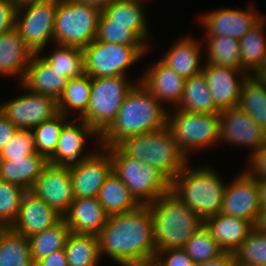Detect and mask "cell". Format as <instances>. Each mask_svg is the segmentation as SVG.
I'll return each instance as SVG.
<instances>
[{
	"label": "cell",
	"instance_id": "obj_1",
	"mask_svg": "<svg viewBox=\"0 0 266 266\" xmlns=\"http://www.w3.org/2000/svg\"><path fill=\"white\" fill-rule=\"evenodd\" d=\"M97 236L101 259L107 255L118 265L133 266L155 257L153 220L148 205L109 215Z\"/></svg>",
	"mask_w": 266,
	"mask_h": 266
},
{
	"label": "cell",
	"instance_id": "obj_2",
	"mask_svg": "<svg viewBox=\"0 0 266 266\" xmlns=\"http://www.w3.org/2000/svg\"><path fill=\"white\" fill-rule=\"evenodd\" d=\"M166 106L137 82L121 104L115 120L100 135L99 144L116 146L126 137L150 133L167 126Z\"/></svg>",
	"mask_w": 266,
	"mask_h": 266
},
{
	"label": "cell",
	"instance_id": "obj_3",
	"mask_svg": "<svg viewBox=\"0 0 266 266\" xmlns=\"http://www.w3.org/2000/svg\"><path fill=\"white\" fill-rule=\"evenodd\" d=\"M152 214L156 251L184 248L204 220L171 190L148 204Z\"/></svg>",
	"mask_w": 266,
	"mask_h": 266
},
{
	"label": "cell",
	"instance_id": "obj_4",
	"mask_svg": "<svg viewBox=\"0 0 266 266\" xmlns=\"http://www.w3.org/2000/svg\"><path fill=\"white\" fill-rule=\"evenodd\" d=\"M190 166L171 181L170 190L205 220L221 212L226 183L213 165Z\"/></svg>",
	"mask_w": 266,
	"mask_h": 266
},
{
	"label": "cell",
	"instance_id": "obj_5",
	"mask_svg": "<svg viewBox=\"0 0 266 266\" xmlns=\"http://www.w3.org/2000/svg\"><path fill=\"white\" fill-rule=\"evenodd\" d=\"M117 146L127 156L158 169L170 181L190 163L167 126L154 132L126 137Z\"/></svg>",
	"mask_w": 266,
	"mask_h": 266
},
{
	"label": "cell",
	"instance_id": "obj_6",
	"mask_svg": "<svg viewBox=\"0 0 266 266\" xmlns=\"http://www.w3.org/2000/svg\"><path fill=\"white\" fill-rule=\"evenodd\" d=\"M108 149L112 172L127 186L140 205H148L170 190L171 181L158 169L127 156L117 145Z\"/></svg>",
	"mask_w": 266,
	"mask_h": 266
},
{
	"label": "cell",
	"instance_id": "obj_7",
	"mask_svg": "<svg viewBox=\"0 0 266 266\" xmlns=\"http://www.w3.org/2000/svg\"><path fill=\"white\" fill-rule=\"evenodd\" d=\"M102 10L76 0H59L55 16L54 43L84 49L96 39Z\"/></svg>",
	"mask_w": 266,
	"mask_h": 266
},
{
	"label": "cell",
	"instance_id": "obj_8",
	"mask_svg": "<svg viewBox=\"0 0 266 266\" xmlns=\"http://www.w3.org/2000/svg\"><path fill=\"white\" fill-rule=\"evenodd\" d=\"M174 109V112L167 113V127L189 160L190 154L194 155L196 151H203L219 144L218 114L192 113L179 108Z\"/></svg>",
	"mask_w": 266,
	"mask_h": 266
},
{
	"label": "cell",
	"instance_id": "obj_9",
	"mask_svg": "<svg viewBox=\"0 0 266 266\" xmlns=\"http://www.w3.org/2000/svg\"><path fill=\"white\" fill-rule=\"evenodd\" d=\"M127 76L92 77L86 112L79 118L101 135L115 120L123 100L135 86Z\"/></svg>",
	"mask_w": 266,
	"mask_h": 266
},
{
	"label": "cell",
	"instance_id": "obj_10",
	"mask_svg": "<svg viewBox=\"0 0 266 266\" xmlns=\"http://www.w3.org/2000/svg\"><path fill=\"white\" fill-rule=\"evenodd\" d=\"M151 51L147 45L92 41L83 49L84 72L92 77L127 76V69Z\"/></svg>",
	"mask_w": 266,
	"mask_h": 266
},
{
	"label": "cell",
	"instance_id": "obj_11",
	"mask_svg": "<svg viewBox=\"0 0 266 266\" xmlns=\"http://www.w3.org/2000/svg\"><path fill=\"white\" fill-rule=\"evenodd\" d=\"M59 0H29L18 3L15 28L33 54L44 52L54 42V25Z\"/></svg>",
	"mask_w": 266,
	"mask_h": 266
},
{
	"label": "cell",
	"instance_id": "obj_12",
	"mask_svg": "<svg viewBox=\"0 0 266 266\" xmlns=\"http://www.w3.org/2000/svg\"><path fill=\"white\" fill-rule=\"evenodd\" d=\"M18 87L25 89V94L17 95L0 105V113L18 129L32 130L58 114L55 98L31 92L21 83H18Z\"/></svg>",
	"mask_w": 266,
	"mask_h": 266
},
{
	"label": "cell",
	"instance_id": "obj_13",
	"mask_svg": "<svg viewBox=\"0 0 266 266\" xmlns=\"http://www.w3.org/2000/svg\"><path fill=\"white\" fill-rule=\"evenodd\" d=\"M90 137L95 139L94 142L97 140L96 145L100 146V135L90 125L77 118L68 120L61 129L54 153L47 159L48 163L66 170L77 168L94 152H83Z\"/></svg>",
	"mask_w": 266,
	"mask_h": 266
},
{
	"label": "cell",
	"instance_id": "obj_14",
	"mask_svg": "<svg viewBox=\"0 0 266 266\" xmlns=\"http://www.w3.org/2000/svg\"><path fill=\"white\" fill-rule=\"evenodd\" d=\"M219 143L250 148L251 155L266 143V131L238 106L218 113Z\"/></svg>",
	"mask_w": 266,
	"mask_h": 266
},
{
	"label": "cell",
	"instance_id": "obj_15",
	"mask_svg": "<svg viewBox=\"0 0 266 266\" xmlns=\"http://www.w3.org/2000/svg\"><path fill=\"white\" fill-rule=\"evenodd\" d=\"M255 11L256 8L252 3L245 10L222 6V8L203 13L198 18V22L206 30L205 37L224 36L240 40L264 17Z\"/></svg>",
	"mask_w": 266,
	"mask_h": 266
},
{
	"label": "cell",
	"instance_id": "obj_16",
	"mask_svg": "<svg viewBox=\"0 0 266 266\" xmlns=\"http://www.w3.org/2000/svg\"><path fill=\"white\" fill-rule=\"evenodd\" d=\"M237 175L226 184L221 213L247 220L253 225L261 209L257 179L245 170Z\"/></svg>",
	"mask_w": 266,
	"mask_h": 266
},
{
	"label": "cell",
	"instance_id": "obj_17",
	"mask_svg": "<svg viewBox=\"0 0 266 266\" xmlns=\"http://www.w3.org/2000/svg\"><path fill=\"white\" fill-rule=\"evenodd\" d=\"M95 151L77 168L70 171L74 198L97 197L106 178L112 172L110 150L96 146Z\"/></svg>",
	"mask_w": 266,
	"mask_h": 266
},
{
	"label": "cell",
	"instance_id": "obj_18",
	"mask_svg": "<svg viewBox=\"0 0 266 266\" xmlns=\"http://www.w3.org/2000/svg\"><path fill=\"white\" fill-rule=\"evenodd\" d=\"M63 216L74 201L70 171L47 163L30 190Z\"/></svg>",
	"mask_w": 266,
	"mask_h": 266
},
{
	"label": "cell",
	"instance_id": "obj_19",
	"mask_svg": "<svg viewBox=\"0 0 266 266\" xmlns=\"http://www.w3.org/2000/svg\"><path fill=\"white\" fill-rule=\"evenodd\" d=\"M201 72L206 79L215 106L220 111L238 105L242 84L249 75L246 71L204 63Z\"/></svg>",
	"mask_w": 266,
	"mask_h": 266
},
{
	"label": "cell",
	"instance_id": "obj_20",
	"mask_svg": "<svg viewBox=\"0 0 266 266\" xmlns=\"http://www.w3.org/2000/svg\"><path fill=\"white\" fill-rule=\"evenodd\" d=\"M61 218L46 202L27 190L22 197L18 216L10 228L28 238L52 227Z\"/></svg>",
	"mask_w": 266,
	"mask_h": 266
},
{
	"label": "cell",
	"instance_id": "obj_21",
	"mask_svg": "<svg viewBox=\"0 0 266 266\" xmlns=\"http://www.w3.org/2000/svg\"><path fill=\"white\" fill-rule=\"evenodd\" d=\"M141 82L164 106L166 103L178 107L183 95L185 79L160 59L138 77ZM165 103V104H164Z\"/></svg>",
	"mask_w": 266,
	"mask_h": 266
},
{
	"label": "cell",
	"instance_id": "obj_22",
	"mask_svg": "<svg viewBox=\"0 0 266 266\" xmlns=\"http://www.w3.org/2000/svg\"><path fill=\"white\" fill-rule=\"evenodd\" d=\"M108 214L97 197L77 198L62 216L70 232L98 235L104 227Z\"/></svg>",
	"mask_w": 266,
	"mask_h": 266
},
{
	"label": "cell",
	"instance_id": "obj_23",
	"mask_svg": "<svg viewBox=\"0 0 266 266\" xmlns=\"http://www.w3.org/2000/svg\"><path fill=\"white\" fill-rule=\"evenodd\" d=\"M200 43L192 36H179L160 60L181 77L188 79L202 71L204 56L201 53L204 46Z\"/></svg>",
	"mask_w": 266,
	"mask_h": 266
},
{
	"label": "cell",
	"instance_id": "obj_24",
	"mask_svg": "<svg viewBox=\"0 0 266 266\" xmlns=\"http://www.w3.org/2000/svg\"><path fill=\"white\" fill-rule=\"evenodd\" d=\"M32 56L15 27L0 35V76H17L20 84Z\"/></svg>",
	"mask_w": 266,
	"mask_h": 266
},
{
	"label": "cell",
	"instance_id": "obj_25",
	"mask_svg": "<svg viewBox=\"0 0 266 266\" xmlns=\"http://www.w3.org/2000/svg\"><path fill=\"white\" fill-rule=\"evenodd\" d=\"M67 82L68 78L52 69L40 54H33L21 84L31 92L49 95L57 100Z\"/></svg>",
	"mask_w": 266,
	"mask_h": 266
},
{
	"label": "cell",
	"instance_id": "obj_26",
	"mask_svg": "<svg viewBox=\"0 0 266 266\" xmlns=\"http://www.w3.org/2000/svg\"><path fill=\"white\" fill-rule=\"evenodd\" d=\"M204 225L220 248L227 253H234L253 229L249 221L221 212L207 217Z\"/></svg>",
	"mask_w": 266,
	"mask_h": 266
},
{
	"label": "cell",
	"instance_id": "obj_27",
	"mask_svg": "<svg viewBox=\"0 0 266 266\" xmlns=\"http://www.w3.org/2000/svg\"><path fill=\"white\" fill-rule=\"evenodd\" d=\"M146 0H114L102 12L111 20V24L129 25L149 48L150 31L148 30L145 5ZM149 42V43H148Z\"/></svg>",
	"mask_w": 266,
	"mask_h": 266
},
{
	"label": "cell",
	"instance_id": "obj_28",
	"mask_svg": "<svg viewBox=\"0 0 266 266\" xmlns=\"http://www.w3.org/2000/svg\"><path fill=\"white\" fill-rule=\"evenodd\" d=\"M47 163V159L38 153L0 160V179L18 184L26 191L31 190Z\"/></svg>",
	"mask_w": 266,
	"mask_h": 266
},
{
	"label": "cell",
	"instance_id": "obj_29",
	"mask_svg": "<svg viewBox=\"0 0 266 266\" xmlns=\"http://www.w3.org/2000/svg\"><path fill=\"white\" fill-rule=\"evenodd\" d=\"M263 17L240 40L241 70L254 75L266 59V22Z\"/></svg>",
	"mask_w": 266,
	"mask_h": 266
},
{
	"label": "cell",
	"instance_id": "obj_30",
	"mask_svg": "<svg viewBox=\"0 0 266 266\" xmlns=\"http://www.w3.org/2000/svg\"><path fill=\"white\" fill-rule=\"evenodd\" d=\"M97 198L108 215L132 211L140 205L114 172L104 181Z\"/></svg>",
	"mask_w": 266,
	"mask_h": 266
},
{
	"label": "cell",
	"instance_id": "obj_31",
	"mask_svg": "<svg viewBox=\"0 0 266 266\" xmlns=\"http://www.w3.org/2000/svg\"><path fill=\"white\" fill-rule=\"evenodd\" d=\"M91 84L92 78L85 73L77 78L68 79L62 94L56 100L58 113L68 118L72 113L77 114L76 118L79 119L88 107Z\"/></svg>",
	"mask_w": 266,
	"mask_h": 266
},
{
	"label": "cell",
	"instance_id": "obj_32",
	"mask_svg": "<svg viewBox=\"0 0 266 266\" xmlns=\"http://www.w3.org/2000/svg\"><path fill=\"white\" fill-rule=\"evenodd\" d=\"M192 113H216L220 110L215 103L202 72L185 79L182 98L178 107Z\"/></svg>",
	"mask_w": 266,
	"mask_h": 266
},
{
	"label": "cell",
	"instance_id": "obj_33",
	"mask_svg": "<svg viewBox=\"0 0 266 266\" xmlns=\"http://www.w3.org/2000/svg\"><path fill=\"white\" fill-rule=\"evenodd\" d=\"M237 106L266 131V81L255 74L248 75L242 84Z\"/></svg>",
	"mask_w": 266,
	"mask_h": 266
},
{
	"label": "cell",
	"instance_id": "obj_34",
	"mask_svg": "<svg viewBox=\"0 0 266 266\" xmlns=\"http://www.w3.org/2000/svg\"><path fill=\"white\" fill-rule=\"evenodd\" d=\"M69 234L70 230L65 220L61 218L52 227L28 237L33 264L55 251L64 249Z\"/></svg>",
	"mask_w": 266,
	"mask_h": 266
},
{
	"label": "cell",
	"instance_id": "obj_35",
	"mask_svg": "<svg viewBox=\"0 0 266 266\" xmlns=\"http://www.w3.org/2000/svg\"><path fill=\"white\" fill-rule=\"evenodd\" d=\"M64 249L69 266H99L101 255L97 235L70 232Z\"/></svg>",
	"mask_w": 266,
	"mask_h": 266
},
{
	"label": "cell",
	"instance_id": "obj_36",
	"mask_svg": "<svg viewBox=\"0 0 266 266\" xmlns=\"http://www.w3.org/2000/svg\"><path fill=\"white\" fill-rule=\"evenodd\" d=\"M0 266H34L28 238L10 227L0 234Z\"/></svg>",
	"mask_w": 266,
	"mask_h": 266
},
{
	"label": "cell",
	"instance_id": "obj_37",
	"mask_svg": "<svg viewBox=\"0 0 266 266\" xmlns=\"http://www.w3.org/2000/svg\"><path fill=\"white\" fill-rule=\"evenodd\" d=\"M204 63L216 66L233 67L241 70V50L239 40L233 37H205ZM207 43V44H206Z\"/></svg>",
	"mask_w": 266,
	"mask_h": 266
},
{
	"label": "cell",
	"instance_id": "obj_38",
	"mask_svg": "<svg viewBox=\"0 0 266 266\" xmlns=\"http://www.w3.org/2000/svg\"><path fill=\"white\" fill-rule=\"evenodd\" d=\"M55 46L57 47L51 51V55L40 53V56L52 69L68 79L82 76L85 73L83 49L62 44H56Z\"/></svg>",
	"mask_w": 266,
	"mask_h": 266
},
{
	"label": "cell",
	"instance_id": "obj_39",
	"mask_svg": "<svg viewBox=\"0 0 266 266\" xmlns=\"http://www.w3.org/2000/svg\"><path fill=\"white\" fill-rule=\"evenodd\" d=\"M67 116L58 113L53 118L42 122L32 129L36 153L48 159L55 151L63 125Z\"/></svg>",
	"mask_w": 266,
	"mask_h": 266
},
{
	"label": "cell",
	"instance_id": "obj_40",
	"mask_svg": "<svg viewBox=\"0 0 266 266\" xmlns=\"http://www.w3.org/2000/svg\"><path fill=\"white\" fill-rule=\"evenodd\" d=\"M183 249L195 264L215 259L224 253L204 224L186 242Z\"/></svg>",
	"mask_w": 266,
	"mask_h": 266
},
{
	"label": "cell",
	"instance_id": "obj_41",
	"mask_svg": "<svg viewBox=\"0 0 266 266\" xmlns=\"http://www.w3.org/2000/svg\"><path fill=\"white\" fill-rule=\"evenodd\" d=\"M234 256L236 262L243 266H266V234L253 228Z\"/></svg>",
	"mask_w": 266,
	"mask_h": 266
},
{
	"label": "cell",
	"instance_id": "obj_42",
	"mask_svg": "<svg viewBox=\"0 0 266 266\" xmlns=\"http://www.w3.org/2000/svg\"><path fill=\"white\" fill-rule=\"evenodd\" d=\"M25 192L18 184L0 179V223L6 227L14 223Z\"/></svg>",
	"mask_w": 266,
	"mask_h": 266
},
{
	"label": "cell",
	"instance_id": "obj_43",
	"mask_svg": "<svg viewBox=\"0 0 266 266\" xmlns=\"http://www.w3.org/2000/svg\"><path fill=\"white\" fill-rule=\"evenodd\" d=\"M97 41L123 45H146L129 25L111 24V20L102 12L98 22Z\"/></svg>",
	"mask_w": 266,
	"mask_h": 266
},
{
	"label": "cell",
	"instance_id": "obj_44",
	"mask_svg": "<svg viewBox=\"0 0 266 266\" xmlns=\"http://www.w3.org/2000/svg\"><path fill=\"white\" fill-rule=\"evenodd\" d=\"M36 153L32 130L18 129L11 140L0 151V160L25 158Z\"/></svg>",
	"mask_w": 266,
	"mask_h": 266
},
{
	"label": "cell",
	"instance_id": "obj_45",
	"mask_svg": "<svg viewBox=\"0 0 266 266\" xmlns=\"http://www.w3.org/2000/svg\"><path fill=\"white\" fill-rule=\"evenodd\" d=\"M153 260L159 266H195V262L183 248L156 251Z\"/></svg>",
	"mask_w": 266,
	"mask_h": 266
},
{
	"label": "cell",
	"instance_id": "obj_46",
	"mask_svg": "<svg viewBox=\"0 0 266 266\" xmlns=\"http://www.w3.org/2000/svg\"><path fill=\"white\" fill-rule=\"evenodd\" d=\"M249 156H247L250 159L249 166L247 170L244 168L243 170L254 178H266V143Z\"/></svg>",
	"mask_w": 266,
	"mask_h": 266
},
{
	"label": "cell",
	"instance_id": "obj_47",
	"mask_svg": "<svg viewBox=\"0 0 266 266\" xmlns=\"http://www.w3.org/2000/svg\"><path fill=\"white\" fill-rule=\"evenodd\" d=\"M17 4L15 0H0V35L15 27Z\"/></svg>",
	"mask_w": 266,
	"mask_h": 266
},
{
	"label": "cell",
	"instance_id": "obj_48",
	"mask_svg": "<svg viewBox=\"0 0 266 266\" xmlns=\"http://www.w3.org/2000/svg\"><path fill=\"white\" fill-rule=\"evenodd\" d=\"M18 128L0 113V151L11 140Z\"/></svg>",
	"mask_w": 266,
	"mask_h": 266
},
{
	"label": "cell",
	"instance_id": "obj_49",
	"mask_svg": "<svg viewBox=\"0 0 266 266\" xmlns=\"http://www.w3.org/2000/svg\"><path fill=\"white\" fill-rule=\"evenodd\" d=\"M34 266H69L65 249L53 252L39 260Z\"/></svg>",
	"mask_w": 266,
	"mask_h": 266
},
{
	"label": "cell",
	"instance_id": "obj_50",
	"mask_svg": "<svg viewBox=\"0 0 266 266\" xmlns=\"http://www.w3.org/2000/svg\"><path fill=\"white\" fill-rule=\"evenodd\" d=\"M236 263L234 253L224 252L215 259L195 264V266H235Z\"/></svg>",
	"mask_w": 266,
	"mask_h": 266
},
{
	"label": "cell",
	"instance_id": "obj_51",
	"mask_svg": "<svg viewBox=\"0 0 266 266\" xmlns=\"http://www.w3.org/2000/svg\"><path fill=\"white\" fill-rule=\"evenodd\" d=\"M253 228L258 232L266 234V207H261L257 213Z\"/></svg>",
	"mask_w": 266,
	"mask_h": 266
},
{
	"label": "cell",
	"instance_id": "obj_52",
	"mask_svg": "<svg viewBox=\"0 0 266 266\" xmlns=\"http://www.w3.org/2000/svg\"><path fill=\"white\" fill-rule=\"evenodd\" d=\"M260 196V206L266 207V178H256Z\"/></svg>",
	"mask_w": 266,
	"mask_h": 266
},
{
	"label": "cell",
	"instance_id": "obj_53",
	"mask_svg": "<svg viewBox=\"0 0 266 266\" xmlns=\"http://www.w3.org/2000/svg\"><path fill=\"white\" fill-rule=\"evenodd\" d=\"M76 1L88 3V4H91L92 6H95L103 10L106 6H108L114 0H76Z\"/></svg>",
	"mask_w": 266,
	"mask_h": 266
},
{
	"label": "cell",
	"instance_id": "obj_54",
	"mask_svg": "<svg viewBox=\"0 0 266 266\" xmlns=\"http://www.w3.org/2000/svg\"><path fill=\"white\" fill-rule=\"evenodd\" d=\"M260 80L266 81V59L262 67L255 74Z\"/></svg>",
	"mask_w": 266,
	"mask_h": 266
},
{
	"label": "cell",
	"instance_id": "obj_55",
	"mask_svg": "<svg viewBox=\"0 0 266 266\" xmlns=\"http://www.w3.org/2000/svg\"><path fill=\"white\" fill-rule=\"evenodd\" d=\"M133 266H159V265L154 260H150V261H145L143 263L135 264Z\"/></svg>",
	"mask_w": 266,
	"mask_h": 266
},
{
	"label": "cell",
	"instance_id": "obj_56",
	"mask_svg": "<svg viewBox=\"0 0 266 266\" xmlns=\"http://www.w3.org/2000/svg\"><path fill=\"white\" fill-rule=\"evenodd\" d=\"M6 228L5 225H3L2 223H0V234L3 232V230Z\"/></svg>",
	"mask_w": 266,
	"mask_h": 266
},
{
	"label": "cell",
	"instance_id": "obj_57",
	"mask_svg": "<svg viewBox=\"0 0 266 266\" xmlns=\"http://www.w3.org/2000/svg\"><path fill=\"white\" fill-rule=\"evenodd\" d=\"M17 3H22V2H26V1H29V0H15Z\"/></svg>",
	"mask_w": 266,
	"mask_h": 266
}]
</instances>
